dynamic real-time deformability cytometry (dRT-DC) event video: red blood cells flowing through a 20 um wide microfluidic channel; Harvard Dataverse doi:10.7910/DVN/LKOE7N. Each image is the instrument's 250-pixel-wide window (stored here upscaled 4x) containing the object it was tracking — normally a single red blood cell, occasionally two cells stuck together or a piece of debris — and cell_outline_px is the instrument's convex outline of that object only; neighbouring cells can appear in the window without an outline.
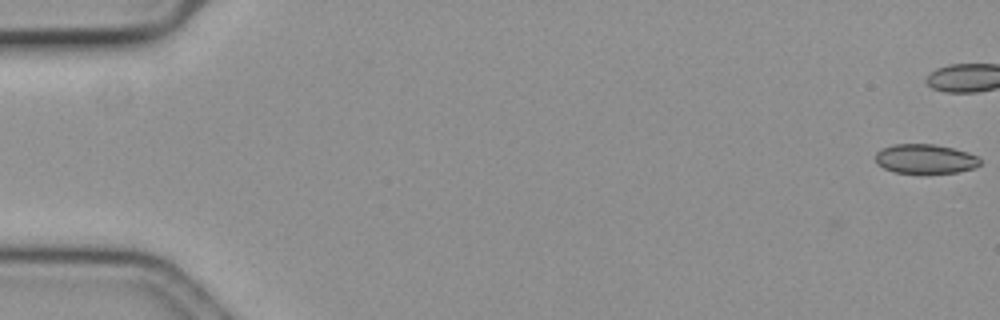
{"species": "common noctule bat (a hibernating species)", "species_latin": "Nyctalus noctula", "temperature_condition": "cold", "stored_images_in_passage": 2, "camera_frame_rate_fps": 3000, "um_per_image_px": 0.085, "animal": {"sex": "female", "body_mass_g": 19.3, "forearm_length_mm": 54.1}, "frame": {"image": 1, "passage_image": 2, "time_ms": 0.333, "image_size_px": [1000, 320], "cell_outline_px": [[980, 164], [972, 168], [956, 172], [896, 172], [884, 168], [876, 164], [876, 152], [880, 148], [892, 144], [936, 144], [968, 152], [976, 156], [980, 160]], "centroid_in_image_um": [78.6, 13.48], "position_along_channel_um": 6.4, "area_um2": 17.69}}